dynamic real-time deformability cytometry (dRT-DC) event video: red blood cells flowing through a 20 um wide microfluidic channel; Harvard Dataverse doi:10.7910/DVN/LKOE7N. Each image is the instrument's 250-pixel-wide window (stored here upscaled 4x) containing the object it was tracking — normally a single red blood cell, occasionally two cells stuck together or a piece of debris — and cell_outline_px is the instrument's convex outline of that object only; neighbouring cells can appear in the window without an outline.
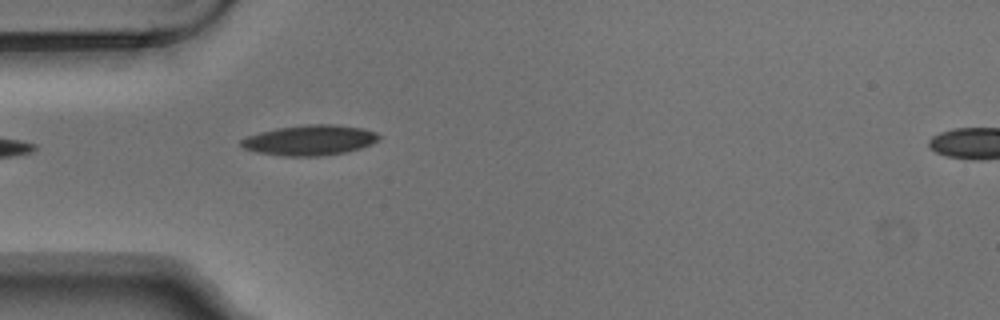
{"species": "Egyptian fruit bat (a non-hibernating species)", "species_latin": "Rousettus aegyptiacus", "temperature_condition": "warm", "stored_images_in_passage": 2, "segment_of_instrument_passage": [1, 2], "camera_frame_rate_fps": 3000, "um_per_image_px": 0.085, "animal": {"sex": "male"}, "frame": {"image": 1, "passage_image": 1, "time_ms": 0.0, "image_size_px": [1000, 320], "cell_outline_px": [[380, 136], [376, 140], [360, 148], [344, 152], [316, 156], [280, 156], [256, 152], [244, 148], [240, 144], [240, 140], [248, 136], [260, 132], [276, 128], [308, 124], [336, 124], [364, 128], [376, 132]], "centroid_in_image_um": [26.29, 11.9], "position_along_channel_um": 58.7, "area_um2": 24.16}}